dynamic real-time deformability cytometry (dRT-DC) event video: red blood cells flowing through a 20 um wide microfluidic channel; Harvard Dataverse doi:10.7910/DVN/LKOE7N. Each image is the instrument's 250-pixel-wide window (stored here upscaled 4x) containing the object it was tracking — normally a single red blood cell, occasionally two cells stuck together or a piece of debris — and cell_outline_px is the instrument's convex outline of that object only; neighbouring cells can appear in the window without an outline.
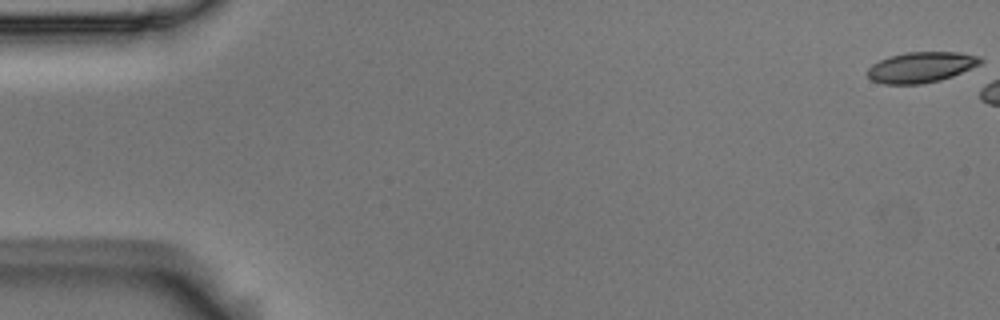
{"species": "Egyptian fruit bat (a non-hibernating species)", "species_latin": "Rousettus aegyptiacus", "temperature_condition": "room temperature", "stored_images_in_passage": 3, "camera_frame_rate_fps": 3000, "um_per_image_px": 0.085, "animal": {"sex": "male"}, "frame": {"image": 1, "passage_image": 1, "time_ms": 0.0, "image_size_px": [1000, 320], "cell_outline_px": [[984, 60], [980, 64], [952, 76], [940, 80], [920, 84], [884, 84], [872, 80], [868, 76], [868, 68], [872, 64], [888, 56], [904, 52], [960, 52], [980, 56]], "centroid_in_image_um": [78.3, 5.7], "position_along_channel_um": 6.7, "area_um2": 20.17}}